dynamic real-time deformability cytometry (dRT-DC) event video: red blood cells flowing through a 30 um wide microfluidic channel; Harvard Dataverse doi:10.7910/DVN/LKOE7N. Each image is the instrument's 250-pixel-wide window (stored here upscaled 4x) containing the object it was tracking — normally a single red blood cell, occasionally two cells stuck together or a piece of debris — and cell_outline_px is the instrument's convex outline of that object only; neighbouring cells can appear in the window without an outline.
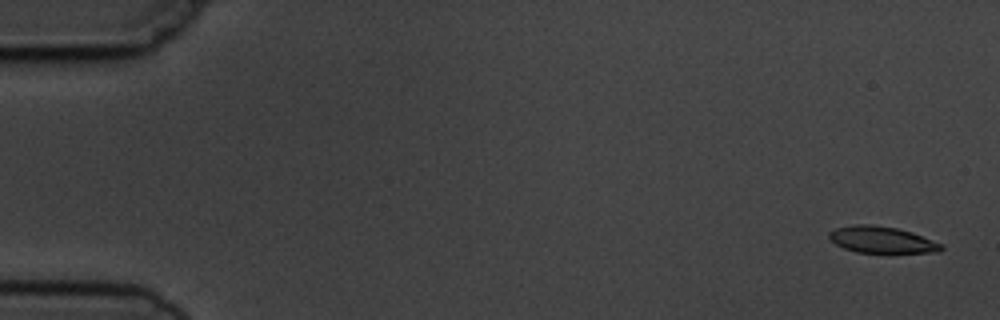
{"species": "common noctule bat (a hibernating species)", "species_latin": "Nyctalus noctula", "temperature_condition": "cold", "stored_images_in_passage": 5, "camera_frame_rate_fps": 3000, "um_per_image_px": 0.085, "animal": {"sex": "male", "body_mass_g": 19.5, "forearm_length_mm": 54.6}, "frame": {"image": 1, "passage_image": 1, "time_ms": 0.0, "image_size_px": [1000, 320], "cell_outline_px": [[944, 248], [940, 252], [856, 252], [844, 248], [836, 244], [828, 236], [828, 232], [836, 228], [852, 224], [872, 224], [896, 228], [912, 232], [944, 244]], "centroid_in_image_um": [74.96, 20.37], "position_along_channel_um": 10.0, "area_um2": 17.34}}
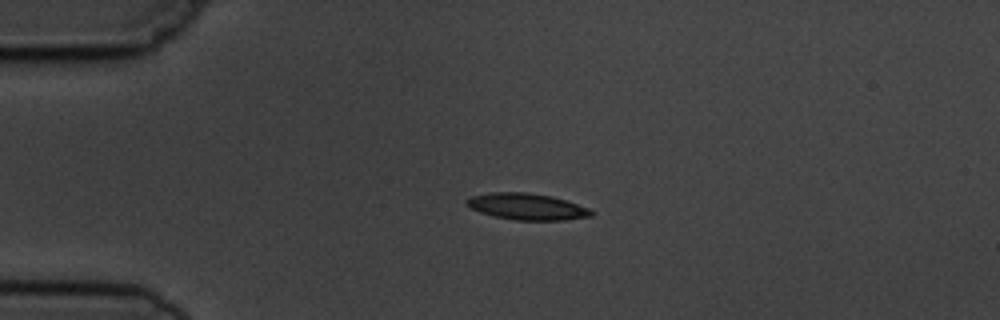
{"frame": {"image": 2, "passage_image": 4, "time_ms": 3.667, "image_size_px": [1000, 320], "cell_outline_px": [[596, 212], [592, 216], [564, 220], [516, 220], [492, 216], [480, 212], [464, 204], [464, 200], [472, 196], [492, 192], [528, 192], [552, 196], [588, 208]], "centroid_in_image_um": [44.77, 17.56], "position_along_channel_um": 40.2, "area_um2": 19.25}}